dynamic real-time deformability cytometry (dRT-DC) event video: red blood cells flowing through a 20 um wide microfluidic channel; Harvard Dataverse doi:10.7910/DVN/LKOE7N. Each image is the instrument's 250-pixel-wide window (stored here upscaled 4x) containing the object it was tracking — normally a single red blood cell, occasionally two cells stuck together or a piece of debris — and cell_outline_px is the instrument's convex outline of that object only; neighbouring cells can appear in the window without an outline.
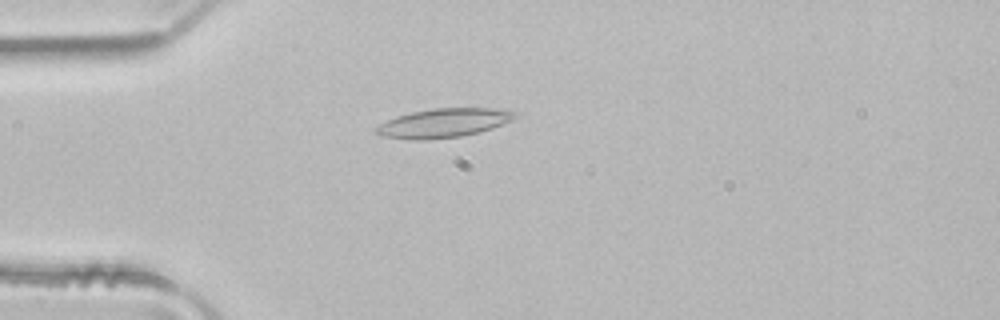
{"species": "common noctule bat (a hibernating species)", "species_latin": "Nyctalus noctula", "temperature_condition": "room temperature", "stored_images_in_passage": 3, "camera_frame_rate_fps": 3000, "um_per_image_px": 0.085, "animal": {"sex": "male", "body_mass_g": 21.5, "forearm_length_mm": 52.0}, "frame": {"image": 1, "passage_image": 3, "time_ms": 0.667, "image_size_px": [1000, 320], "cell_outline_px": [[520, 112], [512, 120], [492, 128], [480, 132], [460, 136], [424, 140], [416, 140], [380, 136], [372, 132], [372, 128], [396, 116], [412, 112], [432, 108], [492, 108]], "centroid_in_image_um": [37.67, 10.45], "position_along_channel_um": 47.3, "area_um2": 23.58}}